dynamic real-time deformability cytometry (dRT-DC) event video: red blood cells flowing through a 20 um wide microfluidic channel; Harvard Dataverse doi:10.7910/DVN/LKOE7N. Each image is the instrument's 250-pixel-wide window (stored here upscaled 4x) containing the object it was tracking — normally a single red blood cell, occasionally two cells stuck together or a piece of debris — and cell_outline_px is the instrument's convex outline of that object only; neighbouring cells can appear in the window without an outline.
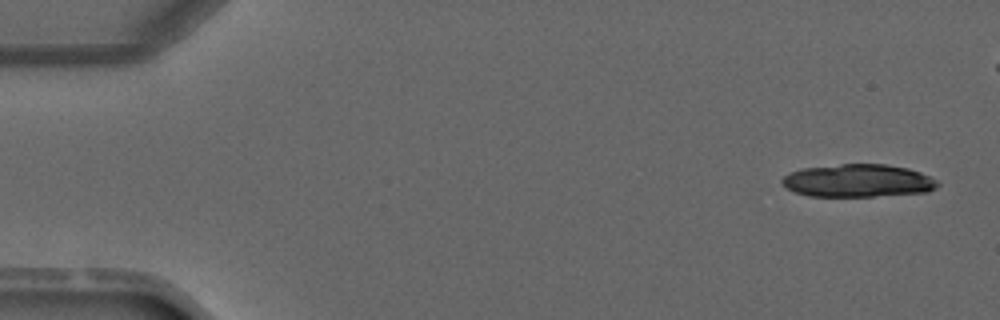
{"species": "common noctule bat (a hibernating species)", "species_latin": "Nyctalus noctula", "temperature_condition": "warm", "stored_images_in_passage": 6, "camera_frame_rate_fps": 3000, "um_per_image_px": 0.085, "animal": {"sex": "male", "forearm_length_mm": 52.5}, "frame": {"image": 1, "passage_image": 1, "time_ms": 0.0, "image_size_px": [1000, 320], "cell_outline_px": [[940, 184], [936, 188], [928, 192], [872, 196], [808, 196], [792, 192], [784, 188], [780, 180], [788, 172], [800, 168], [840, 164], [888, 164], [908, 168], [920, 172], [936, 180]], "centroid_in_image_um": [72.87, 15.35], "position_along_channel_um": 12.1, "area_um2": 30.11}}
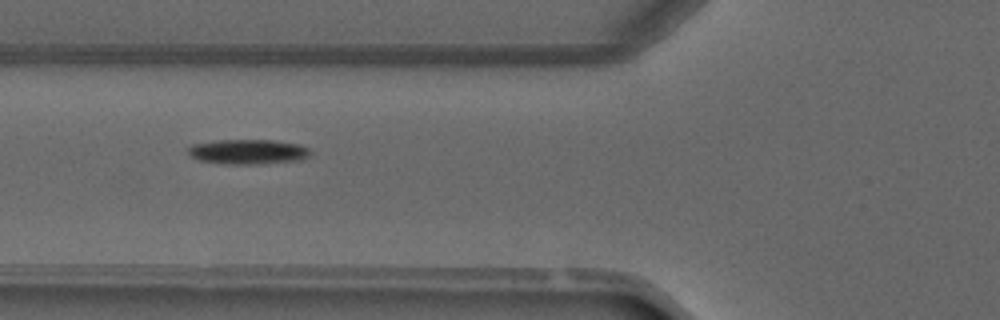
{"frame": {"image": 2, "passage_image": 6, "time_ms": 7.0, "image_size_px": [1000, 320], "cell_outline_px": [[312, 152], [304, 160], [256, 164], [224, 164], [200, 160], [192, 156], [188, 152], [188, 148], [192, 144], [216, 140], [272, 140], [300, 144], [308, 148]], "centroid_in_image_um": [21.12, 12.9], "position_along_channel_um": 104.7, "area_um2": 17.8}}